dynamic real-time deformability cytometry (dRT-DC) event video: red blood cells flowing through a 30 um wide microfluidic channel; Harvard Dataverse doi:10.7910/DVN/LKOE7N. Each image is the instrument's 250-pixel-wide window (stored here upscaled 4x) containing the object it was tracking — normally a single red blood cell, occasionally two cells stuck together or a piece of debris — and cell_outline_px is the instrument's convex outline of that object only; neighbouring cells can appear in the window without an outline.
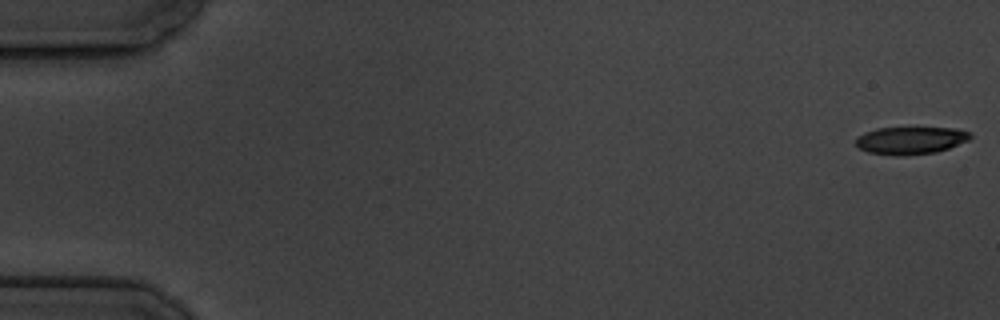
{"species": "common noctule bat (a hibernating species)", "species_latin": "Nyctalus noctula", "temperature_condition": "cold", "stored_images_in_passage": 5, "camera_frame_rate_fps": 3000, "um_per_image_px": 0.085, "animal": {"sex": "male", "body_mass_g": 19.5, "forearm_length_mm": 54.6}, "frame": {"image": 1, "passage_image": 1, "time_ms": 0.0, "image_size_px": [1000, 320], "cell_outline_px": [[972, 136], [968, 140], [948, 148], [936, 152], [904, 156], [900, 156], [868, 152], [860, 148], [856, 144], [856, 136], [864, 132], [876, 128], [916, 124], [956, 128], [968, 132]], "centroid_in_image_um": [77.4, 11.86], "position_along_channel_um": 7.6, "area_um2": 19.42}}